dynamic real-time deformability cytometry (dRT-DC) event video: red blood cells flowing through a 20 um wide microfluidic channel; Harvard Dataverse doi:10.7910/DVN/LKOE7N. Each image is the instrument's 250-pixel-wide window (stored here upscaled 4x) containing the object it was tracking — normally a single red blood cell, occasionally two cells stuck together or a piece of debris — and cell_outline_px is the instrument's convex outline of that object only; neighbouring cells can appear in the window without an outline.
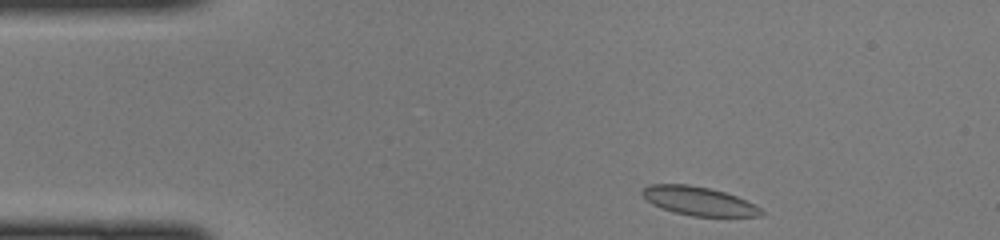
{"species": "common noctule bat (a hibernating species)", "species_latin": "Nyctalus noctula", "temperature_condition": "cold", "stored_images_in_passage": 39, "camera_frame_rate_fps": 3000, "um_per_image_px": 0.085, "animal": {"sex": "female", "body_mass_g": 22.0, "forearm_length_mm": 56.7}, "frame": {"image": 1, "passage_image": 1, "time_ms": 0.0, "image_size_px": [1000, 240], "cell_outline_px": [[764, 212], [760, 216], [692, 216], [676, 212], [652, 204], [640, 192], [648, 184], [688, 184], [708, 188], [724, 192], [736, 196], [760, 208]], "centroid_in_image_um": [59.37, 17.08], "position_along_channel_um": 25.6, "area_um2": 19.48}}
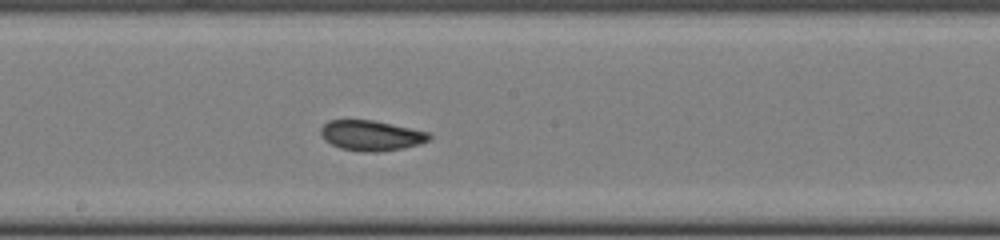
{"frame": {"image": 2, "passage_image": 19, "time_ms": 6.0, "image_size_px": [1000, 240], "cell_outline_px": [[432, 136], [428, 140], [420, 144], [404, 148], [380, 152], [364, 152], [340, 148], [324, 140], [320, 132], [320, 128], [328, 120], [372, 120], [428, 132]], "centroid_in_image_um": [31.53, 11.53], "position_along_channel_um": 216.7, "area_um2": 19.07}}
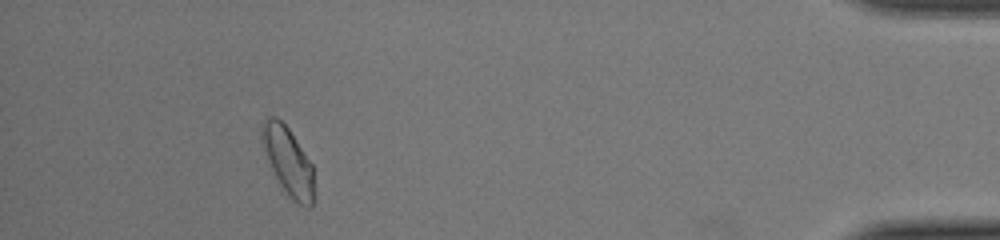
{"frame": {"image": 3, "passage_image": 37, "time_ms": 12.0, "image_size_px": [1000, 240], "cell_outline_px": [[316, 196], [312, 204], [308, 208], [296, 204], [288, 196], [280, 184], [268, 160], [260, 136], [264, 120], [272, 116], [276, 116], [288, 128], [312, 164], [316, 192]], "centroid_in_image_um": [24.54, 13.78], "position_along_channel_um": 410.7, "area_um2": 20.69}}